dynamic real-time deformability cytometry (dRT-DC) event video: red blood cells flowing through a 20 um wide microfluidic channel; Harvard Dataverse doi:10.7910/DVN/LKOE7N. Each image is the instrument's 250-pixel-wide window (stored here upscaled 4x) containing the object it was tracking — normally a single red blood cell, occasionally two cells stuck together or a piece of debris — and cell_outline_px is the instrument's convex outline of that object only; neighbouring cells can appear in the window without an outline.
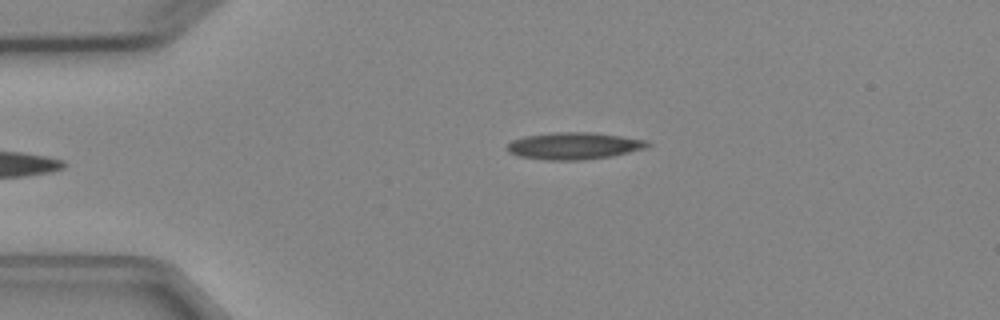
{"species": "Egyptian fruit bat (a non-hibernating species)", "species_latin": "Rousettus aegyptiacus", "temperature_condition": "cold", "stored_images_in_passage": 4, "camera_frame_rate_fps": 3000, "um_per_image_px": 0.085, "animal": {"sex": "female"}, "frame": {"image": 1, "passage_image": 4, "time_ms": 3.333, "image_size_px": [1000, 320], "cell_outline_px": [[652, 144], [648, 148], [612, 156], [580, 160], [548, 160], [520, 156], [508, 152], [504, 148], [512, 140], [524, 136], [556, 132], [592, 132], [648, 140]], "centroid_in_image_um": [48.81, 12.39], "position_along_channel_um": 36.2, "area_um2": 22.2}}